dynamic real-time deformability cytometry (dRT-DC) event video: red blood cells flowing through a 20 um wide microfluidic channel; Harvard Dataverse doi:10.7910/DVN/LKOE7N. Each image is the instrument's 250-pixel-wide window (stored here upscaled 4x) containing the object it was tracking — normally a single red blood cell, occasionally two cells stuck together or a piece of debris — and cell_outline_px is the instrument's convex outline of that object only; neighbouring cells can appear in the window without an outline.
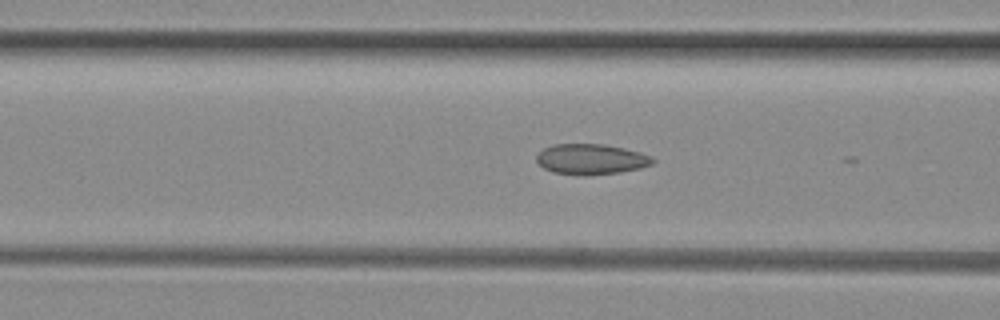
{"species": "common noctule bat (a hibernating species)", "species_latin": "Nyctalus noctula", "temperature_condition": "room temperature", "stored_images_in_passage": 19, "camera_frame_rate_fps": 3000, "um_per_image_px": 0.085, "animal": {"sex": "female", "body_mass_g": 29.2, "forearm_length_mm": 56.3}, "frame": {"image": 1, "passage_image": 16, "time_ms": 5.0, "image_size_px": [1000, 320], "cell_outline_px": [[656, 160], [652, 164], [640, 168], [620, 172], [588, 176], [576, 176], [552, 172], [544, 168], [536, 160], [536, 156], [544, 148], [552, 144], [604, 144], [624, 148], [640, 152], [652, 156]], "centroid_in_image_um": [50.24, 13.54], "position_along_channel_um": 116.4, "area_um2": 20.92}}